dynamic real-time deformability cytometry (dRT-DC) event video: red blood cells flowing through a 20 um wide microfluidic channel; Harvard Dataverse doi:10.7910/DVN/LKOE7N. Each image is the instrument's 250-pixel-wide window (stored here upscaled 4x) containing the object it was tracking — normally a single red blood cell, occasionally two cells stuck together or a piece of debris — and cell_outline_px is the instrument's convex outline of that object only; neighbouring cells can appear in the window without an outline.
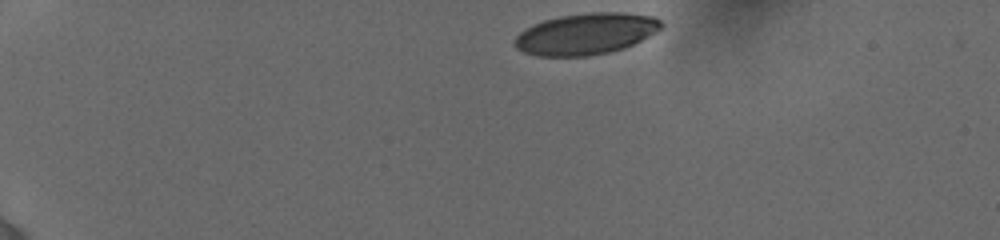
{"species": "human", "species_latin": "Homo sapiens", "temperature_condition": "cold", "stored_images_in_passage": 51, "camera_frame_rate_fps": 3000, "um_per_image_px": 0.085, "donor": {"sex": "female"}, "frame": {"image": 1, "passage_image": 1, "time_ms": 0.0, "image_size_px": [1000, 240], "cell_outline_px": [[664, 24], [656, 32], [624, 48], [608, 52], [588, 56], [536, 56], [524, 52], [516, 48], [516, 36], [520, 32], [532, 24], [544, 20], [560, 16], [588, 12], [624, 12], [656, 16]], "centroid_in_image_um": [49.82, 2.86], "position_along_channel_um": 35.2, "area_um2": 35.32}}
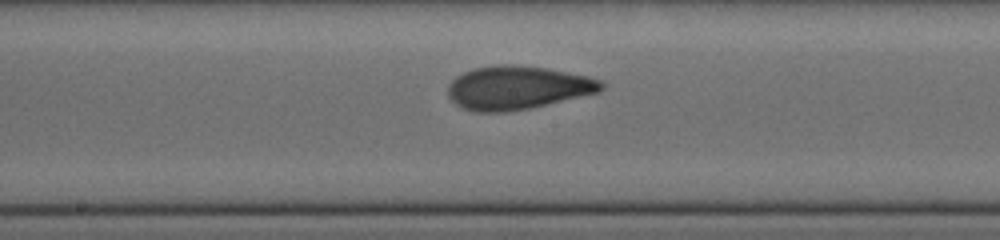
{"frame": {"image": 2, "passage_image": 23, "time_ms": 6.667, "image_size_px": [1000, 240], "cell_outline_px": [[604, 88], [600, 92], [528, 108], [504, 112], [472, 112], [456, 104], [448, 96], [448, 84], [456, 76], [464, 72], [476, 68], [496, 64], [508, 64], [544, 68], [588, 76], [600, 80], [604, 84]], "centroid_in_image_um": [43.96, 7.45], "position_along_channel_um": 204.2, "area_um2": 38.61}}
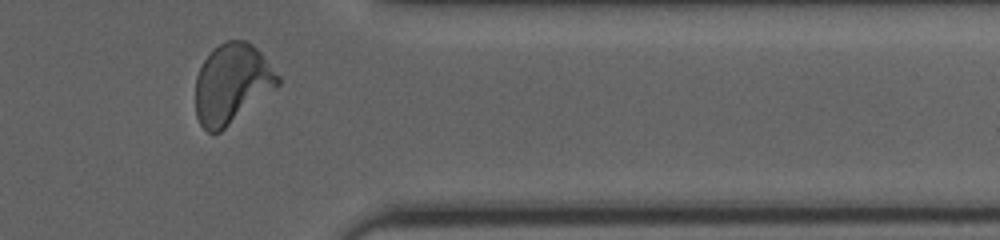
{"frame": {"image": 3, "passage_image": 43, "time_ms": 11.667, "image_size_px": [1000, 240], "cell_outline_px": [[280, 84], [276, 88], [220, 132], [208, 132], [200, 124], [196, 116], [196, 76], [204, 60], [212, 48], [228, 40], [244, 40], [252, 44], [260, 52], [280, 76]], "centroid_in_image_um": [19.71, 7.1], "position_along_channel_um": 391.7, "area_um2": 38.09}, "authors_computed_cell_mechanics": {"area_um2": 37.1076, "velocity_mm_per_s": 3.8637, "shape_relaxation_time_tau1_ms": 4.7565, "shape_relaxation_time_tau2_ms": 1.1963, "deformation_change_tau1": 0.1823, "deformation_change_tau2": 0.0812}}